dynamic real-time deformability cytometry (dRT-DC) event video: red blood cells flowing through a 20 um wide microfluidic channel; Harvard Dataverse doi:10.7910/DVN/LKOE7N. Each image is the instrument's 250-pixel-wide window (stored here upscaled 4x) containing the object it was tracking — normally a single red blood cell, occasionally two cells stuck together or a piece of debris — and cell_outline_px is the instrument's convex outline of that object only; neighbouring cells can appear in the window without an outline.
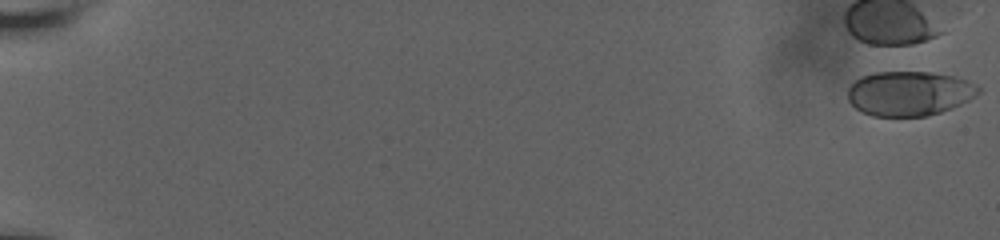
{"species": "human", "species_latin": "Homo sapiens", "temperature_condition": "room temperature", "stored_images_in_passage": 4, "camera_frame_rate_fps": 3000, "um_per_image_px": 0.085, "donor": {"sex": "male"}, "frame": {"image": 1, "passage_image": 1, "time_ms": 0.0, "image_size_px": [1000, 240], "cell_outline_px": [[980, 92], [976, 96], [952, 108], [928, 116], [872, 116], [856, 108], [848, 100], [848, 88], [860, 76], [876, 72], [932, 72], [956, 76], [968, 80], [976, 84], [980, 88]], "centroid_in_image_um": [77.31, 7.93], "position_along_channel_um": 7.7, "area_um2": 34.1}}